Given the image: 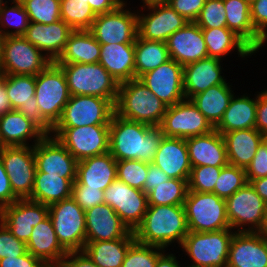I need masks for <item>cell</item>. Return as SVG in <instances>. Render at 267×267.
<instances>
[{"label": "cell", "mask_w": 267, "mask_h": 267, "mask_svg": "<svg viewBox=\"0 0 267 267\" xmlns=\"http://www.w3.org/2000/svg\"><path fill=\"white\" fill-rule=\"evenodd\" d=\"M160 126L128 120L112 115L109 126V153L120 160H139L153 163L163 138Z\"/></svg>", "instance_id": "6da1fadb"}, {"label": "cell", "mask_w": 267, "mask_h": 267, "mask_svg": "<svg viewBox=\"0 0 267 267\" xmlns=\"http://www.w3.org/2000/svg\"><path fill=\"white\" fill-rule=\"evenodd\" d=\"M188 232L184 205H148L133 231L137 242L165 250L176 243L180 247Z\"/></svg>", "instance_id": "7a4b0ae2"}, {"label": "cell", "mask_w": 267, "mask_h": 267, "mask_svg": "<svg viewBox=\"0 0 267 267\" xmlns=\"http://www.w3.org/2000/svg\"><path fill=\"white\" fill-rule=\"evenodd\" d=\"M115 113L125 119L160 126L167 106L138 78L120 83Z\"/></svg>", "instance_id": "3957f363"}, {"label": "cell", "mask_w": 267, "mask_h": 267, "mask_svg": "<svg viewBox=\"0 0 267 267\" xmlns=\"http://www.w3.org/2000/svg\"><path fill=\"white\" fill-rule=\"evenodd\" d=\"M234 233L231 228L211 232L189 231L179 247L192 262H187L185 267H227Z\"/></svg>", "instance_id": "277c9868"}, {"label": "cell", "mask_w": 267, "mask_h": 267, "mask_svg": "<svg viewBox=\"0 0 267 267\" xmlns=\"http://www.w3.org/2000/svg\"><path fill=\"white\" fill-rule=\"evenodd\" d=\"M58 65L66 76L71 96H97L108 99L115 106L120 84L100 63Z\"/></svg>", "instance_id": "5b68a950"}, {"label": "cell", "mask_w": 267, "mask_h": 267, "mask_svg": "<svg viewBox=\"0 0 267 267\" xmlns=\"http://www.w3.org/2000/svg\"><path fill=\"white\" fill-rule=\"evenodd\" d=\"M35 83V98L40 115L53 128L71 96L66 76L56 62H51L35 76Z\"/></svg>", "instance_id": "8992f818"}, {"label": "cell", "mask_w": 267, "mask_h": 267, "mask_svg": "<svg viewBox=\"0 0 267 267\" xmlns=\"http://www.w3.org/2000/svg\"><path fill=\"white\" fill-rule=\"evenodd\" d=\"M184 208L189 231L211 232L230 228L226 201L215 193L188 191Z\"/></svg>", "instance_id": "52a82bcc"}, {"label": "cell", "mask_w": 267, "mask_h": 267, "mask_svg": "<svg viewBox=\"0 0 267 267\" xmlns=\"http://www.w3.org/2000/svg\"><path fill=\"white\" fill-rule=\"evenodd\" d=\"M49 207V217L61 246L68 251L83 250L86 242L85 211L70 197Z\"/></svg>", "instance_id": "ba28073f"}, {"label": "cell", "mask_w": 267, "mask_h": 267, "mask_svg": "<svg viewBox=\"0 0 267 267\" xmlns=\"http://www.w3.org/2000/svg\"><path fill=\"white\" fill-rule=\"evenodd\" d=\"M140 3L143 5L137 10V18L138 36L142 39L166 42L168 37L188 22L164 0H146ZM145 10L150 11L145 14Z\"/></svg>", "instance_id": "9c48e42d"}, {"label": "cell", "mask_w": 267, "mask_h": 267, "mask_svg": "<svg viewBox=\"0 0 267 267\" xmlns=\"http://www.w3.org/2000/svg\"><path fill=\"white\" fill-rule=\"evenodd\" d=\"M225 201L227 219L233 231L258 232L261 229L267 204L250 183L247 182Z\"/></svg>", "instance_id": "30bf717a"}, {"label": "cell", "mask_w": 267, "mask_h": 267, "mask_svg": "<svg viewBox=\"0 0 267 267\" xmlns=\"http://www.w3.org/2000/svg\"><path fill=\"white\" fill-rule=\"evenodd\" d=\"M51 61L24 36L4 37L0 70L4 75L37 76Z\"/></svg>", "instance_id": "8fae6325"}, {"label": "cell", "mask_w": 267, "mask_h": 267, "mask_svg": "<svg viewBox=\"0 0 267 267\" xmlns=\"http://www.w3.org/2000/svg\"><path fill=\"white\" fill-rule=\"evenodd\" d=\"M114 105L97 96L73 95L64 106L60 120L53 128H73L92 125H110Z\"/></svg>", "instance_id": "7c38bea8"}, {"label": "cell", "mask_w": 267, "mask_h": 267, "mask_svg": "<svg viewBox=\"0 0 267 267\" xmlns=\"http://www.w3.org/2000/svg\"><path fill=\"white\" fill-rule=\"evenodd\" d=\"M109 126L52 128L51 136L57 138L77 161H81L109 152Z\"/></svg>", "instance_id": "4fadbf2b"}, {"label": "cell", "mask_w": 267, "mask_h": 267, "mask_svg": "<svg viewBox=\"0 0 267 267\" xmlns=\"http://www.w3.org/2000/svg\"><path fill=\"white\" fill-rule=\"evenodd\" d=\"M127 5L131 4L126 0L115 10L96 16L89 31L100 44L135 43L138 36L137 11Z\"/></svg>", "instance_id": "5bb4252c"}, {"label": "cell", "mask_w": 267, "mask_h": 267, "mask_svg": "<svg viewBox=\"0 0 267 267\" xmlns=\"http://www.w3.org/2000/svg\"><path fill=\"white\" fill-rule=\"evenodd\" d=\"M160 127L164 136L184 139L215 130L190 99L167 106Z\"/></svg>", "instance_id": "9a60e30c"}, {"label": "cell", "mask_w": 267, "mask_h": 267, "mask_svg": "<svg viewBox=\"0 0 267 267\" xmlns=\"http://www.w3.org/2000/svg\"><path fill=\"white\" fill-rule=\"evenodd\" d=\"M13 193L19 199L31 196L36 174L34 146L3 147L0 150Z\"/></svg>", "instance_id": "2e32d148"}, {"label": "cell", "mask_w": 267, "mask_h": 267, "mask_svg": "<svg viewBox=\"0 0 267 267\" xmlns=\"http://www.w3.org/2000/svg\"><path fill=\"white\" fill-rule=\"evenodd\" d=\"M104 203L116 211L131 231L142 222L148 207L147 194L143 190L130 187L118 179L104 191Z\"/></svg>", "instance_id": "e0dca14e"}, {"label": "cell", "mask_w": 267, "mask_h": 267, "mask_svg": "<svg viewBox=\"0 0 267 267\" xmlns=\"http://www.w3.org/2000/svg\"><path fill=\"white\" fill-rule=\"evenodd\" d=\"M4 84L12 109L22 113L45 135H51L52 127L40 115L35 98V76L5 75Z\"/></svg>", "instance_id": "ac0fdd59"}, {"label": "cell", "mask_w": 267, "mask_h": 267, "mask_svg": "<svg viewBox=\"0 0 267 267\" xmlns=\"http://www.w3.org/2000/svg\"><path fill=\"white\" fill-rule=\"evenodd\" d=\"M183 78V66L170 58L138 79L166 106H171L186 99Z\"/></svg>", "instance_id": "d6986e66"}, {"label": "cell", "mask_w": 267, "mask_h": 267, "mask_svg": "<svg viewBox=\"0 0 267 267\" xmlns=\"http://www.w3.org/2000/svg\"><path fill=\"white\" fill-rule=\"evenodd\" d=\"M49 215V207L42 203L18 199L1 210L0 221L20 241L27 243L33 227Z\"/></svg>", "instance_id": "ffe728a7"}, {"label": "cell", "mask_w": 267, "mask_h": 267, "mask_svg": "<svg viewBox=\"0 0 267 267\" xmlns=\"http://www.w3.org/2000/svg\"><path fill=\"white\" fill-rule=\"evenodd\" d=\"M34 157L36 171L76 178L78 161L57 138L45 135L34 145Z\"/></svg>", "instance_id": "44dd1931"}, {"label": "cell", "mask_w": 267, "mask_h": 267, "mask_svg": "<svg viewBox=\"0 0 267 267\" xmlns=\"http://www.w3.org/2000/svg\"><path fill=\"white\" fill-rule=\"evenodd\" d=\"M86 242L112 241L124 236H134L116 211L106 203L85 211Z\"/></svg>", "instance_id": "7402d4cb"}, {"label": "cell", "mask_w": 267, "mask_h": 267, "mask_svg": "<svg viewBox=\"0 0 267 267\" xmlns=\"http://www.w3.org/2000/svg\"><path fill=\"white\" fill-rule=\"evenodd\" d=\"M169 57L182 66L208 57L202 28L195 22L174 32L166 41Z\"/></svg>", "instance_id": "603a6c76"}, {"label": "cell", "mask_w": 267, "mask_h": 267, "mask_svg": "<svg viewBox=\"0 0 267 267\" xmlns=\"http://www.w3.org/2000/svg\"><path fill=\"white\" fill-rule=\"evenodd\" d=\"M74 30L63 20L51 24L30 22L24 37L42 51L51 62L63 53L68 37Z\"/></svg>", "instance_id": "cb8c5ba5"}, {"label": "cell", "mask_w": 267, "mask_h": 267, "mask_svg": "<svg viewBox=\"0 0 267 267\" xmlns=\"http://www.w3.org/2000/svg\"><path fill=\"white\" fill-rule=\"evenodd\" d=\"M222 60L207 57L183 66V90L186 99L207 90L211 86L225 84Z\"/></svg>", "instance_id": "d4e9b609"}, {"label": "cell", "mask_w": 267, "mask_h": 267, "mask_svg": "<svg viewBox=\"0 0 267 267\" xmlns=\"http://www.w3.org/2000/svg\"><path fill=\"white\" fill-rule=\"evenodd\" d=\"M153 164L170 178L188 180L192 167L186 139L163 136Z\"/></svg>", "instance_id": "484cf974"}, {"label": "cell", "mask_w": 267, "mask_h": 267, "mask_svg": "<svg viewBox=\"0 0 267 267\" xmlns=\"http://www.w3.org/2000/svg\"><path fill=\"white\" fill-rule=\"evenodd\" d=\"M227 267H267V250L258 232H235Z\"/></svg>", "instance_id": "4316f807"}, {"label": "cell", "mask_w": 267, "mask_h": 267, "mask_svg": "<svg viewBox=\"0 0 267 267\" xmlns=\"http://www.w3.org/2000/svg\"><path fill=\"white\" fill-rule=\"evenodd\" d=\"M186 144L191 167H225L229 164L223 135L217 130L186 138Z\"/></svg>", "instance_id": "83f0119b"}, {"label": "cell", "mask_w": 267, "mask_h": 267, "mask_svg": "<svg viewBox=\"0 0 267 267\" xmlns=\"http://www.w3.org/2000/svg\"><path fill=\"white\" fill-rule=\"evenodd\" d=\"M26 245L28 252L48 267L60 266L67 254L57 240L49 215L33 227Z\"/></svg>", "instance_id": "f1b7e54d"}, {"label": "cell", "mask_w": 267, "mask_h": 267, "mask_svg": "<svg viewBox=\"0 0 267 267\" xmlns=\"http://www.w3.org/2000/svg\"><path fill=\"white\" fill-rule=\"evenodd\" d=\"M116 179L117 161L107 152L78 161L76 180L73 184L105 191Z\"/></svg>", "instance_id": "f546056e"}, {"label": "cell", "mask_w": 267, "mask_h": 267, "mask_svg": "<svg viewBox=\"0 0 267 267\" xmlns=\"http://www.w3.org/2000/svg\"><path fill=\"white\" fill-rule=\"evenodd\" d=\"M45 134L18 110L0 116V137L4 147L34 146ZM30 142H33L29 144Z\"/></svg>", "instance_id": "4dcf8cb0"}, {"label": "cell", "mask_w": 267, "mask_h": 267, "mask_svg": "<svg viewBox=\"0 0 267 267\" xmlns=\"http://www.w3.org/2000/svg\"><path fill=\"white\" fill-rule=\"evenodd\" d=\"M226 12V24L255 53L266 44V40L254 29L250 17V2L248 0H223Z\"/></svg>", "instance_id": "1f68e13d"}, {"label": "cell", "mask_w": 267, "mask_h": 267, "mask_svg": "<svg viewBox=\"0 0 267 267\" xmlns=\"http://www.w3.org/2000/svg\"><path fill=\"white\" fill-rule=\"evenodd\" d=\"M99 63L120 84L135 78V43L100 44Z\"/></svg>", "instance_id": "d6a6232c"}, {"label": "cell", "mask_w": 267, "mask_h": 267, "mask_svg": "<svg viewBox=\"0 0 267 267\" xmlns=\"http://www.w3.org/2000/svg\"><path fill=\"white\" fill-rule=\"evenodd\" d=\"M257 101V93L254 98H250V94L245 92L240 97L234 94L215 130L223 135L235 130L255 128Z\"/></svg>", "instance_id": "836d02e7"}, {"label": "cell", "mask_w": 267, "mask_h": 267, "mask_svg": "<svg viewBox=\"0 0 267 267\" xmlns=\"http://www.w3.org/2000/svg\"><path fill=\"white\" fill-rule=\"evenodd\" d=\"M223 138L228 163L246 169L266 136L255 128H251L224 133Z\"/></svg>", "instance_id": "e575fe53"}, {"label": "cell", "mask_w": 267, "mask_h": 267, "mask_svg": "<svg viewBox=\"0 0 267 267\" xmlns=\"http://www.w3.org/2000/svg\"><path fill=\"white\" fill-rule=\"evenodd\" d=\"M208 57L223 60L228 54H232L235 49L238 54L245 60L247 57L256 54L239 36L227 27L221 28H202ZM233 51V52H231ZM245 58V59H244Z\"/></svg>", "instance_id": "d590c367"}, {"label": "cell", "mask_w": 267, "mask_h": 267, "mask_svg": "<svg viewBox=\"0 0 267 267\" xmlns=\"http://www.w3.org/2000/svg\"><path fill=\"white\" fill-rule=\"evenodd\" d=\"M100 53V43L89 30H74L68 37L66 47L56 63H99Z\"/></svg>", "instance_id": "8d00e7d4"}, {"label": "cell", "mask_w": 267, "mask_h": 267, "mask_svg": "<svg viewBox=\"0 0 267 267\" xmlns=\"http://www.w3.org/2000/svg\"><path fill=\"white\" fill-rule=\"evenodd\" d=\"M76 178L60 177L58 173L36 171L30 200L51 205L72 196V185Z\"/></svg>", "instance_id": "74e56055"}, {"label": "cell", "mask_w": 267, "mask_h": 267, "mask_svg": "<svg viewBox=\"0 0 267 267\" xmlns=\"http://www.w3.org/2000/svg\"><path fill=\"white\" fill-rule=\"evenodd\" d=\"M231 87L233 86L229 82L218 84L190 98L214 128L219 124L235 94Z\"/></svg>", "instance_id": "f35d334b"}, {"label": "cell", "mask_w": 267, "mask_h": 267, "mask_svg": "<svg viewBox=\"0 0 267 267\" xmlns=\"http://www.w3.org/2000/svg\"><path fill=\"white\" fill-rule=\"evenodd\" d=\"M134 236H124L112 241L85 242L83 251L98 267H121Z\"/></svg>", "instance_id": "ab89813d"}, {"label": "cell", "mask_w": 267, "mask_h": 267, "mask_svg": "<svg viewBox=\"0 0 267 267\" xmlns=\"http://www.w3.org/2000/svg\"><path fill=\"white\" fill-rule=\"evenodd\" d=\"M169 59L166 42L146 40L137 36L135 41V78L158 68Z\"/></svg>", "instance_id": "60d3db41"}, {"label": "cell", "mask_w": 267, "mask_h": 267, "mask_svg": "<svg viewBox=\"0 0 267 267\" xmlns=\"http://www.w3.org/2000/svg\"><path fill=\"white\" fill-rule=\"evenodd\" d=\"M188 180L169 178L147 194L148 205H184Z\"/></svg>", "instance_id": "b9f144b4"}, {"label": "cell", "mask_w": 267, "mask_h": 267, "mask_svg": "<svg viewBox=\"0 0 267 267\" xmlns=\"http://www.w3.org/2000/svg\"><path fill=\"white\" fill-rule=\"evenodd\" d=\"M60 15L73 30H90L97 16L85 0H60Z\"/></svg>", "instance_id": "7bdbcfd3"}, {"label": "cell", "mask_w": 267, "mask_h": 267, "mask_svg": "<svg viewBox=\"0 0 267 267\" xmlns=\"http://www.w3.org/2000/svg\"><path fill=\"white\" fill-rule=\"evenodd\" d=\"M29 24V16L22 3L7 2L0 8V31L5 37L24 36Z\"/></svg>", "instance_id": "ee69618b"}, {"label": "cell", "mask_w": 267, "mask_h": 267, "mask_svg": "<svg viewBox=\"0 0 267 267\" xmlns=\"http://www.w3.org/2000/svg\"><path fill=\"white\" fill-rule=\"evenodd\" d=\"M247 183L245 169L228 164L222 167L216 180L214 191L221 199L229 198Z\"/></svg>", "instance_id": "f6af8a7d"}, {"label": "cell", "mask_w": 267, "mask_h": 267, "mask_svg": "<svg viewBox=\"0 0 267 267\" xmlns=\"http://www.w3.org/2000/svg\"><path fill=\"white\" fill-rule=\"evenodd\" d=\"M30 22L51 24L61 19L60 0H24Z\"/></svg>", "instance_id": "bcb514c9"}, {"label": "cell", "mask_w": 267, "mask_h": 267, "mask_svg": "<svg viewBox=\"0 0 267 267\" xmlns=\"http://www.w3.org/2000/svg\"><path fill=\"white\" fill-rule=\"evenodd\" d=\"M164 251L160 247L135 241L129 247L121 267H155L158 257Z\"/></svg>", "instance_id": "7dc6e473"}, {"label": "cell", "mask_w": 267, "mask_h": 267, "mask_svg": "<svg viewBox=\"0 0 267 267\" xmlns=\"http://www.w3.org/2000/svg\"><path fill=\"white\" fill-rule=\"evenodd\" d=\"M148 174V163L139 160L117 161V179L130 187L143 190Z\"/></svg>", "instance_id": "c3c4849f"}, {"label": "cell", "mask_w": 267, "mask_h": 267, "mask_svg": "<svg viewBox=\"0 0 267 267\" xmlns=\"http://www.w3.org/2000/svg\"><path fill=\"white\" fill-rule=\"evenodd\" d=\"M221 169L209 165L192 167L188 179L189 191L213 193Z\"/></svg>", "instance_id": "681fc988"}, {"label": "cell", "mask_w": 267, "mask_h": 267, "mask_svg": "<svg viewBox=\"0 0 267 267\" xmlns=\"http://www.w3.org/2000/svg\"><path fill=\"white\" fill-rule=\"evenodd\" d=\"M223 0H207L195 23L201 28L227 27Z\"/></svg>", "instance_id": "f907efd6"}, {"label": "cell", "mask_w": 267, "mask_h": 267, "mask_svg": "<svg viewBox=\"0 0 267 267\" xmlns=\"http://www.w3.org/2000/svg\"><path fill=\"white\" fill-rule=\"evenodd\" d=\"M27 252L26 243L17 239L0 221V259L18 257Z\"/></svg>", "instance_id": "816d5d0a"}, {"label": "cell", "mask_w": 267, "mask_h": 267, "mask_svg": "<svg viewBox=\"0 0 267 267\" xmlns=\"http://www.w3.org/2000/svg\"><path fill=\"white\" fill-rule=\"evenodd\" d=\"M75 202L84 210L104 203V191L100 188H88L85 185H72V196Z\"/></svg>", "instance_id": "f5cc1de1"}, {"label": "cell", "mask_w": 267, "mask_h": 267, "mask_svg": "<svg viewBox=\"0 0 267 267\" xmlns=\"http://www.w3.org/2000/svg\"><path fill=\"white\" fill-rule=\"evenodd\" d=\"M246 180H251L267 176V138L259 145L253 160L245 169Z\"/></svg>", "instance_id": "db71d44e"}, {"label": "cell", "mask_w": 267, "mask_h": 267, "mask_svg": "<svg viewBox=\"0 0 267 267\" xmlns=\"http://www.w3.org/2000/svg\"><path fill=\"white\" fill-rule=\"evenodd\" d=\"M188 22H195L207 0H164Z\"/></svg>", "instance_id": "11a10c76"}, {"label": "cell", "mask_w": 267, "mask_h": 267, "mask_svg": "<svg viewBox=\"0 0 267 267\" xmlns=\"http://www.w3.org/2000/svg\"><path fill=\"white\" fill-rule=\"evenodd\" d=\"M250 17L254 29L267 41V0H252Z\"/></svg>", "instance_id": "9f6ffc18"}, {"label": "cell", "mask_w": 267, "mask_h": 267, "mask_svg": "<svg viewBox=\"0 0 267 267\" xmlns=\"http://www.w3.org/2000/svg\"><path fill=\"white\" fill-rule=\"evenodd\" d=\"M19 198L13 193L9 177L5 171L2 159L0 158V208L8 206Z\"/></svg>", "instance_id": "6f0895ef"}, {"label": "cell", "mask_w": 267, "mask_h": 267, "mask_svg": "<svg viewBox=\"0 0 267 267\" xmlns=\"http://www.w3.org/2000/svg\"><path fill=\"white\" fill-rule=\"evenodd\" d=\"M0 267H48L40 259L27 252L18 257L0 259Z\"/></svg>", "instance_id": "680465c9"}, {"label": "cell", "mask_w": 267, "mask_h": 267, "mask_svg": "<svg viewBox=\"0 0 267 267\" xmlns=\"http://www.w3.org/2000/svg\"><path fill=\"white\" fill-rule=\"evenodd\" d=\"M257 93L258 101L255 129L267 137V89Z\"/></svg>", "instance_id": "91938a15"}, {"label": "cell", "mask_w": 267, "mask_h": 267, "mask_svg": "<svg viewBox=\"0 0 267 267\" xmlns=\"http://www.w3.org/2000/svg\"><path fill=\"white\" fill-rule=\"evenodd\" d=\"M60 267H98L83 250L68 251Z\"/></svg>", "instance_id": "94428289"}, {"label": "cell", "mask_w": 267, "mask_h": 267, "mask_svg": "<svg viewBox=\"0 0 267 267\" xmlns=\"http://www.w3.org/2000/svg\"><path fill=\"white\" fill-rule=\"evenodd\" d=\"M170 177L167 174L155 166L153 163H148V174L143 186V191L148 194L152 189L157 187L162 182H165Z\"/></svg>", "instance_id": "6125c7cd"}, {"label": "cell", "mask_w": 267, "mask_h": 267, "mask_svg": "<svg viewBox=\"0 0 267 267\" xmlns=\"http://www.w3.org/2000/svg\"><path fill=\"white\" fill-rule=\"evenodd\" d=\"M88 1L91 9L96 15L104 14L115 10L123 3L122 0H85Z\"/></svg>", "instance_id": "be15d7a7"}, {"label": "cell", "mask_w": 267, "mask_h": 267, "mask_svg": "<svg viewBox=\"0 0 267 267\" xmlns=\"http://www.w3.org/2000/svg\"><path fill=\"white\" fill-rule=\"evenodd\" d=\"M4 74L0 70V116H3L7 112L12 111L11 103L7 95L5 84H4Z\"/></svg>", "instance_id": "e7e4bbea"}, {"label": "cell", "mask_w": 267, "mask_h": 267, "mask_svg": "<svg viewBox=\"0 0 267 267\" xmlns=\"http://www.w3.org/2000/svg\"><path fill=\"white\" fill-rule=\"evenodd\" d=\"M165 250L157 259L155 267H184L180 261H178L175 253H170ZM169 253V254H168ZM182 265V266H181Z\"/></svg>", "instance_id": "03108f58"}, {"label": "cell", "mask_w": 267, "mask_h": 267, "mask_svg": "<svg viewBox=\"0 0 267 267\" xmlns=\"http://www.w3.org/2000/svg\"><path fill=\"white\" fill-rule=\"evenodd\" d=\"M255 189L257 194L266 202L267 204V176L251 180L249 182Z\"/></svg>", "instance_id": "003e7915"}, {"label": "cell", "mask_w": 267, "mask_h": 267, "mask_svg": "<svg viewBox=\"0 0 267 267\" xmlns=\"http://www.w3.org/2000/svg\"><path fill=\"white\" fill-rule=\"evenodd\" d=\"M258 233H267V205H266V210H265L264 222H263L261 229L258 231Z\"/></svg>", "instance_id": "a7ac6f4b"}, {"label": "cell", "mask_w": 267, "mask_h": 267, "mask_svg": "<svg viewBox=\"0 0 267 267\" xmlns=\"http://www.w3.org/2000/svg\"><path fill=\"white\" fill-rule=\"evenodd\" d=\"M4 35L3 33L0 31V62H1V58H2V51H3V43H4Z\"/></svg>", "instance_id": "89a4df30"}, {"label": "cell", "mask_w": 267, "mask_h": 267, "mask_svg": "<svg viewBox=\"0 0 267 267\" xmlns=\"http://www.w3.org/2000/svg\"><path fill=\"white\" fill-rule=\"evenodd\" d=\"M261 236L262 241L265 244L266 250H267V233H259Z\"/></svg>", "instance_id": "2644e50d"}, {"label": "cell", "mask_w": 267, "mask_h": 267, "mask_svg": "<svg viewBox=\"0 0 267 267\" xmlns=\"http://www.w3.org/2000/svg\"><path fill=\"white\" fill-rule=\"evenodd\" d=\"M10 0H0V8L5 4V3H7V2H9Z\"/></svg>", "instance_id": "8c879c8a"}, {"label": "cell", "mask_w": 267, "mask_h": 267, "mask_svg": "<svg viewBox=\"0 0 267 267\" xmlns=\"http://www.w3.org/2000/svg\"><path fill=\"white\" fill-rule=\"evenodd\" d=\"M24 0H11L10 2L22 3Z\"/></svg>", "instance_id": "753ad0ef"}, {"label": "cell", "mask_w": 267, "mask_h": 267, "mask_svg": "<svg viewBox=\"0 0 267 267\" xmlns=\"http://www.w3.org/2000/svg\"><path fill=\"white\" fill-rule=\"evenodd\" d=\"M3 144H2V140H1V137H0V150L3 148Z\"/></svg>", "instance_id": "34e18365"}]
</instances>
